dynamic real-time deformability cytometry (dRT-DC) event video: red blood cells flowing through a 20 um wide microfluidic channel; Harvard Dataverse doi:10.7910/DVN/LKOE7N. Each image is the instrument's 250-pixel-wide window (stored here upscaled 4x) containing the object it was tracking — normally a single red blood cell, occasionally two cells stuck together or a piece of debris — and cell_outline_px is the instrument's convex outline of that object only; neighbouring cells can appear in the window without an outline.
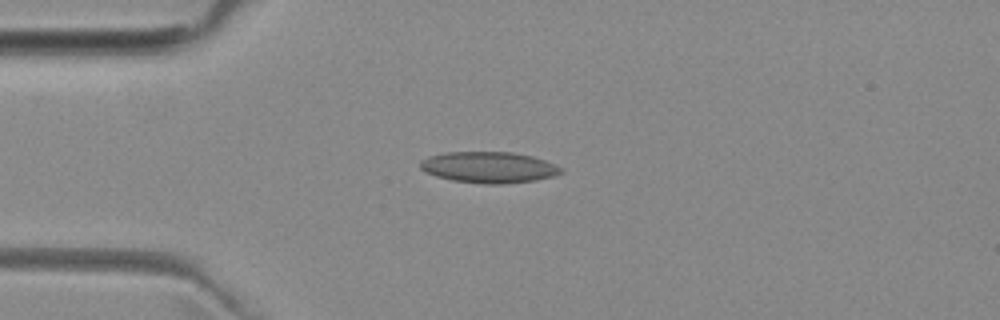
{"species": "common noctule bat (a hibernating species)", "species_latin": "Nyctalus noctula", "temperature_condition": "room temperature", "stored_images_in_passage": 5, "camera_frame_rate_fps": 3000, "um_per_image_px": 0.085, "animal": {"sex": "female", "body_mass_g": 29.2, "forearm_length_mm": 56.3}, "frame": {"image": 1, "passage_image": 3, "time_ms": 2.333, "image_size_px": [1000, 320], "cell_outline_px": [[564, 172], [552, 176], [536, 180], [500, 184], [484, 184], [452, 180], [436, 176], [420, 168], [420, 160], [428, 156], [444, 152], [512, 152], [532, 156], [544, 160], [564, 168]], "centroid_in_image_um": [41.56, 14.21], "position_along_channel_um": 43.4, "area_um2": 25.55}}
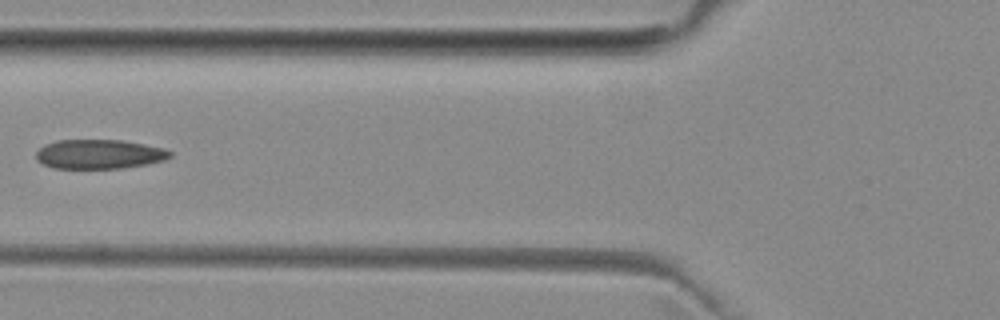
{"frame": {"image": 2, "passage_image": 5, "time_ms": 4.667, "image_size_px": [1000, 320], "cell_outline_px": [[172, 156], [164, 160], [148, 164], [120, 168], [52, 168], [36, 160], [36, 152], [44, 144], [56, 140], [120, 140], [144, 144], [164, 148], [172, 152]], "centroid_in_image_um": [8.43, 13.1], "position_along_channel_um": 117.4, "area_um2": 22.95}}